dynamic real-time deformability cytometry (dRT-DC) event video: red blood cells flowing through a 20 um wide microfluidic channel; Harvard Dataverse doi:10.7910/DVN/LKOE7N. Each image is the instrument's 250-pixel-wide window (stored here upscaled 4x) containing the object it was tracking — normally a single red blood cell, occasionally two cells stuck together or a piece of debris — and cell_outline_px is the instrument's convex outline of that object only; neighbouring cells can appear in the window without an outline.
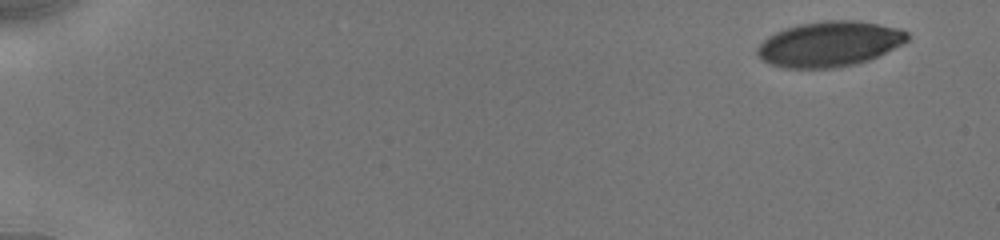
{"species": "human", "species_latin": "Homo sapiens", "temperature_condition": "cold", "stored_images_in_passage": 8, "segment_of_instrument_passage": [1, 2], "camera_frame_rate_fps": 3000, "um_per_image_px": 0.085, "donor": {"sex": "male"}, "frame": {"image": 1, "passage_image": 1, "time_ms": 0.0, "image_size_px": [1000, 240], "cell_outline_px": [[908, 40], [904, 44], [868, 60], [852, 64], [832, 68], [784, 68], [772, 64], [764, 60], [756, 52], [756, 48], [768, 36], [784, 28], [800, 24], [824, 20], [856, 20], [880, 24], [900, 28], [908, 32]], "centroid_in_image_um": [70.52, 3.72], "position_along_channel_um": 14.5, "area_um2": 39.48}}
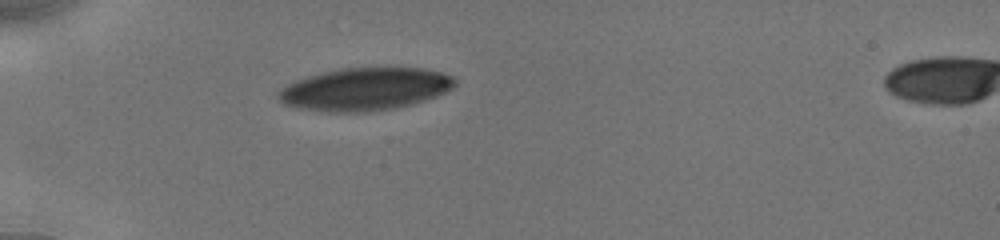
{"frame": {"image": 2, "passage_image": 7, "time_ms": 4.667, "image_size_px": [1000, 240], "cell_outline_px": [[456, 84], [452, 88], [436, 96], [424, 100], [392, 108], [364, 112], [328, 112], [296, 108], [284, 104], [276, 96], [276, 92], [288, 84], [296, 80], [308, 76], [340, 68], [424, 68], [444, 72], [452, 76], [456, 80]], "centroid_in_image_um": [31.0, 7.57], "position_along_channel_um": 54.0, "area_um2": 43.75}}